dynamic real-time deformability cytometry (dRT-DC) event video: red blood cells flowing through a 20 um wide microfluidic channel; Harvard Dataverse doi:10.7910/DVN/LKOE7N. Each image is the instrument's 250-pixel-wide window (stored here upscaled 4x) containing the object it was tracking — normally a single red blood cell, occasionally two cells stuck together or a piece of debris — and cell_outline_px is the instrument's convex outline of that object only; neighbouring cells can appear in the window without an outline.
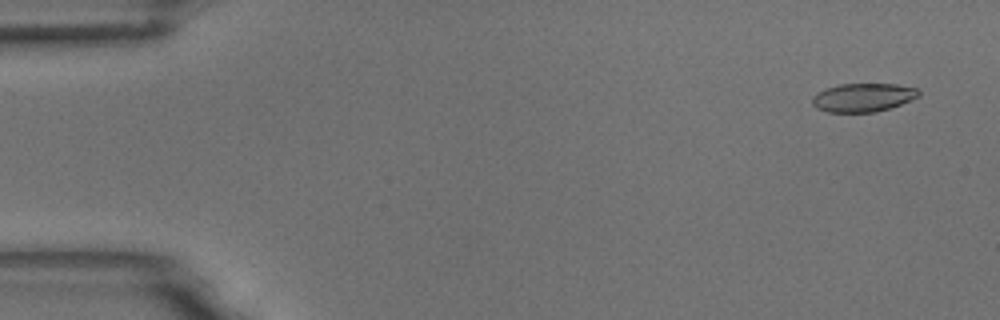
{"species": "common noctule bat (a hibernating species)", "species_latin": "Nyctalus noctula", "temperature_condition": "room temperature", "stored_images_in_passage": 5, "camera_frame_rate_fps": 3000, "um_per_image_px": 0.085, "animal": {"sex": "male", "body_mass_g": 18.8}, "frame": {"image": 1, "passage_image": 1, "time_ms": 0.0, "image_size_px": [1000, 320], "cell_outline_px": [[920, 96], [900, 104], [876, 112], [828, 112], [816, 108], [812, 104], [812, 96], [828, 88], [840, 84], [896, 84], [916, 88], [920, 92]], "centroid_in_image_um": [73.36, 8.29], "position_along_channel_um": 11.6, "area_um2": 17.51}}